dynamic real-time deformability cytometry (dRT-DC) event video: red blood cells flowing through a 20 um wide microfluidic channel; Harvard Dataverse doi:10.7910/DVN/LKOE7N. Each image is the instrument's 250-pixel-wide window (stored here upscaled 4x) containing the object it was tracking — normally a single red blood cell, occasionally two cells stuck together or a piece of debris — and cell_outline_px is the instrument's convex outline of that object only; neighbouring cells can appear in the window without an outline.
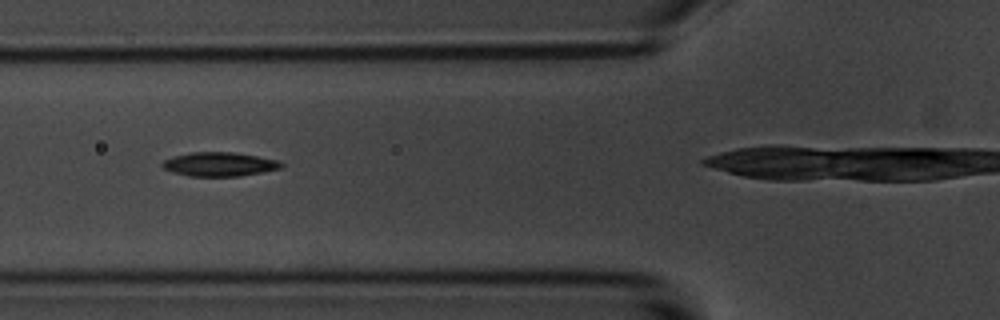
{"species": "common noctule bat (a hibernating species)", "species_latin": "Nyctalus noctula", "temperature_condition": "room temperature", "stored_images_in_passage": 7, "camera_frame_rate_fps": 3000, "um_per_image_px": 0.085, "animal": {"sex": "male", "body_mass_g": 20.1, "forearm_length_mm": 53.5}, "frame": {"image": 1, "passage_image": 2, "time_ms": 1.0, "image_size_px": [1000, 320], "cell_outline_px": [[284, 164], [280, 168], [240, 176], [188, 176], [172, 172], [164, 168], [160, 164], [164, 160], [176, 156], [192, 152], [232, 152], [256, 156], [276, 160]], "centroid_in_image_um": [18.61, 13.96], "position_along_channel_um": 107.2, "area_um2": 16.36}}